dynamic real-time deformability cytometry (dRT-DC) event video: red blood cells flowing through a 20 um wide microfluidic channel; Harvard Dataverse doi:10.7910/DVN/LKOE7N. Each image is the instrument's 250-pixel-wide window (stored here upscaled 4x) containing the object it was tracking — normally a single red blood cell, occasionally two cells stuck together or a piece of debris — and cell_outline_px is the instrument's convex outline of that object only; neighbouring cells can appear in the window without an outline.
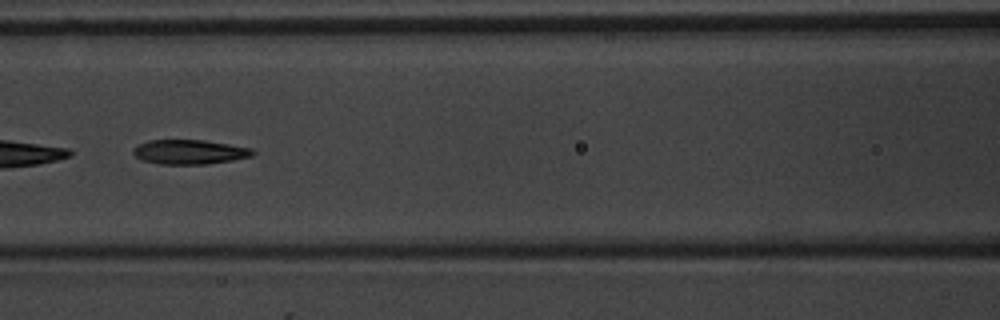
{"species": "common noctule bat (a hibernating species)", "species_latin": "Nyctalus noctula", "temperature_condition": "warm", "stored_images_in_passage": 8, "camera_frame_rate_fps": 3000, "um_per_image_px": 0.085, "animal": {"sex": "male", "body_mass_g": 20.1, "forearm_length_mm": 53.5}, "frame": {"image": 1, "passage_image": 7, "time_ms": 6.667, "image_size_px": [1000, 320], "cell_outline_px": [[256, 152], [252, 156], [232, 160], [208, 164], [160, 164], [140, 160], [132, 152], [132, 148], [148, 140], [204, 140], [252, 148]], "centroid_in_image_um": [16.1, 12.92], "position_along_channel_um": 150.5, "area_um2": 17.11}}
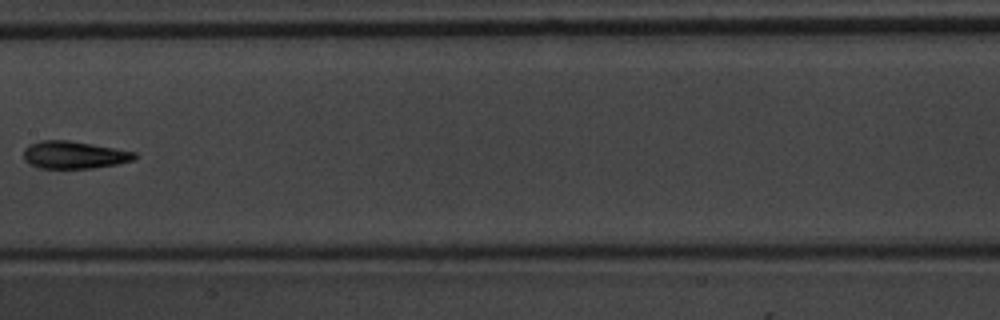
{"frame": {"image": 2, "passage_image": 8, "time_ms": 8.0, "image_size_px": [1000, 320], "cell_outline_px": [[140, 156], [132, 160], [116, 164], [92, 168], [40, 168], [28, 164], [24, 160], [24, 148], [28, 144], [40, 140], [68, 140], [92, 144], [136, 152]], "centroid_in_image_um": [6.27, 13.16], "position_along_channel_um": 201.1, "area_um2": 17.86}}